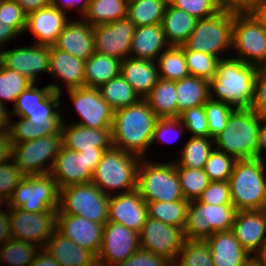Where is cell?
Here are the masks:
<instances>
[{"mask_svg": "<svg viewBox=\"0 0 266 266\" xmlns=\"http://www.w3.org/2000/svg\"><path fill=\"white\" fill-rule=\"evenodd\" d=\"M157 119L145 99H141L137 104L114 110L112 146L146 158Z\"/></svg>", "mask_w": 266, "mask_h": 266, "instance_id": "1", "label": "cell"}, {"mask_svg": "<svg viewBox=\"0 0 266 266\" xmlns=\"http://www.w3.org/2000/svg\"><path fill=\"white\" fill-rule=\"evenodd\" d=\"M258 67L239 59H220L215 77L209 82L210 99L235 109H250Z\"/></svg>", "mask_w": 266, "mask_h": 266, "instance_id": "2", "label": "cell"}, {"mask_svg": "<svg viewBox=\"0 0 266 266\" xmlns=\"http://www.w3.org/2000/svg\"><path fill=\"white\" fill-rule=\"evenodd\" d=\"M260 114L252 109H235L226 127L213 138L214 147L236 160L259 158Z\"/></svg>", "mask_w": 266, "mask_h": 266, "instance_id": "3", "label": "cell"}, {"mask_svg": "<svg viewBox=\"0 0 266 266\" xmlns=\"http://www.w3.org/2000/svg\"><path fill=\"white\" fill-rule=\"evenodd\" d=\"M231 199L237 211L266 209V161L237 160L228 180Z\"/></svg>", "mask_w": 266, "mask_h": 266, "instance_id": "4", "label": "cell"}, {"mask_svg": "<svg viewBox=\"0 0 266 266\" xmlns=\"http://www.w3.org/2000/svg\"><path fill=\"white\" fill-rule=\"evenodd\" d=\"M141 157L111 146L93 171L91 182L107 195L125 193L137 188ZM116 192H113L115 191Z\"/></svg>", "mask_w": 266, "mask_h": 266, "instance_id": "5", "label": "cell"}, {"mask_svg": "<svg viewBox=\"0 0 266 266\" xmlns=\"http://www.w3.org/2000/svg\"><path fill=\"white\" fill-rule=\"evenodd\" d=\"M234 15L233 10L221 9L213 16L197 20L193 32L182 45L183 50L199 51L214 55L219 59L230 57L233 45ZM224 53L227 55L223 56Z\"/></svg>", "mask_w": 266, "mask_h": 266, "instance_id": "6", "label": "cell"}, {"mask_svg": "<svg viewBox=\"0 0 266 266\" xmlns=\"http://www.w3.org/2000/svg\"><path fill=\"white\" fill-rule=\"evenodd\" d=\"M145 202H173L184 199L175 162L142 158L137 172V188Z\"/></svg>", "mask_w": 266, "mask_h": 266, "instance_id": "7", "label": "cell"}, {"mask_svg": "<svg viewBox=\"0 0 266 266\" xmlns=\"http://www.w3.org/2000/svg\"><path fill=\"white\" fill-rule=\"evenodd\" d=\"M232 52L246 64L266 66V27L249 9L235 11Z\"/></svg>", "mask_w": 266, "mask_h": 266, "instance_id": "8", "label": "cell"}, {"mask_svg": "<svg viewBox=\"0 0 266 266\" xmlns=\"http://www.w3.org/2000/svg\"><path fill=\"white\" fill-rule=\"evenodd\" d=\"M237 209L233 204H206L190 201L184 228L186 239L206 240L215 232L232 230Z\"/></svg>", "mask_w": 266, "mask_h": 266, "instance_id": "9", "label": "cell"}, {"mask_svg": "<svg viewBox=\"0 0 266 266\" xmlns=\"http://www.w3.org/2000/svg\"><path fill=\"white\" fill-rule=\"evenodd\" d=\"M109 198L92 182L69 185L60 189L58 210L96 223H106Z\"/></svg>", "mask_w": 266, "mask_h": 266, "instance_id": "10", "label": "cell"}, {"mask_svg": "<svg viewBox=\"0 0 266 266\" xmlns=\"http://www.w3.org/2000/svg\"><path fill=\"white\" fill-rule=\"evenodd\" d=\"M60 189L50 173L26 176L14 189L7 208L41 213L58 210Z\"/></svg>", "mask_w": 266, "mask_h": 266, "instance_id": "11", "label": "cell"}, {"mask_svg": "<svg viewBox=\"0 0 266 266\" xmlns=\"http://www.w3.org/2000/svg\"><path fill=\"white\" fill-rule=\"evenodd\" d=\"M62 146V133L12 144V160L26 176L48 174Z\"/></svg>", "mask_w": 266, "mask_h": 266, "instance_id": "12", "label": "cell"}, {"mask_svg": "<svg viewBox=\"0 0 266 266\" xmlns=\"http://www.w3.org/2000/svg\"><path fill=\"white\" fill-rule=\"evenodd\" d=\"M57 211L30 213L20 208H8L12 238L43 248L47 240L56 231Z\"/></svg>", "mask_w": 266, "mask_h": 266, "instance_id": "13", "label": "cell"}, {"mask_svg": "<svg viewBox=\"0 0 266 266\" xmlns=\"http://www.w3.org/2000/svg\"><path fill=\"white\" fill-rule=\"evenodd\" d=\"M80 121L74 124L89 129L112 128L114 109L102 98L98 88L66 90Z\"/></svg>", "mask_w": 266, "mask_h": 266, "instance_id": "14", "label": "cell"}, {"mask_svg": "<svg viewBox=\"0 0 266 266\" xmlns=\"http://www.w3.org/2000/svg\"><path fill=\"white\" fill-rule=\"evenodd\" d=\"M186 238L184 230L147 217L139 233L140 249L165 257L172 264L176 261Z\"/></svg>", "mask_w": 266, "mask_h": 266, "instance_id": "15", "label": "cell"}, {"mask_svg": "<svg viewBox=\"0 0 266 266\" xmlns=\"http://www.w3.org/2000/svg\"><path fill=\"white\" fill-rule=\"evenodd\" d=\"M139 248V233L122 224L107 221L97 256L98 266H114L122 263Z\"/></svg>", "mask_w": 266, "mask_h": 266, "instance_id": "16", "label": "cell"}, {"mask_svg": "<svg viewBox=\"0 0 266 266\" xmlns=\"http://www.w3.org/2000/svg\"><path fill=\"white\" fill-rule=\"evenodd\" d=\"M136 26L126 17L93 27L94 52L119 60L130 57Z\"/></svg>", "mask_w": 266, "mask_h": 266, "instance_id": "17", "label": "cell"}, {"mask_svg": "<svg viewBox=\"0 0 266 266\" xmlns=\"http://www.w3.org/2000/svg\"><path fill=\"white\" fill-rule=\"evenodd\" d=\"M16 46L0 50V63L7 68L24 75L33 83L39 74H48L50 46L32 43L31 46Z\"/></svg>", "mask_w": 266, "mask_h": 266, "instance_id": "18", "label": "cell"}, {"mask_svg": "<svg viewBox=\"0 0 266 266\" xmlns=\"http://www.w3.org/2000/svg\"><path fill=\"white\" fill-rule=\"evenodd\" d=\"M61 94L52 91L38 106L33 108H13L10 114L26 118L33 123L34 139L60 134L63 123Z\"/></svg>", "mask_w": 266, "mask_h": 266, "instance_id": "19", "label": "cell"}, {"mask_svg": "<svg viewBox=\"0 0 266 266\" xmlns=\"http://www.w3.org/2000/svg\"><path fill=\"white\" fill-rule=\"evenodd\" d=\"M148 217V206L137 189L110 195L108 220L140 233Z\"/></svg>", "mask_w": 266, "mask_h": 266, "instance_id": "20", "label": "cell"}, {"mask_svg": "<svg viewBox=\"0 0 266 266\" xmlns=\"http://www.w3.org/2000/svg\"><path fill=\"white\" fill-rule=\"evenodd\" d=\"M105 224L57 211L56 230L76 245L93 252L96 256H98L101 247Z\"/></svg>", "mask_w": 266, "mask_h": 266, "instance_id": "21", "label": "cell"}, {"mask_svg": "<svg viewBox=\"0 0 266 266\" xmlns=\"http://www.w3.org/2000/svg\"><path fill=\"white\" fill-rule=\"evenodd\" d=\"M48 74L55 78V83L48 84L51 90L63 95L62 83H64L65 90L84 87L85 61L57 49L54 45L50 46Z\"/></svg>", "mask_w": 266, "mask_h": 266, "instance_id": "22", "label": "cell"}, {"mask_svg": "<svg viewBox=\"0 0 266 266\" xmlns=\"http://www.w3.org/2000/svg\"><path fill=\"white\" fill-rule=\"evenodd\" d=\"M69 18V15L50 5L27 15L25 32L29 31L35 37L33 43L53 46Z\"/></svg>", "mask_w": 266, "mask_h": 266, "instance_id": "23", "label": "cell"}, {"mask_svg": "<svg viewBox=\"0 0 266 266\" xmlns=\"http://www.w3.org/2000/svg\"><path fill=\"white\" fill-rule=\"evenodd\" d=\"M54 46L86 61L94 53L93 26L83 18L69 20Z\"/></svg>", "mask_w": 266, "mask_h": 266, "instance_id": "24", "label": "cell"}, {"mask_svg": "<svg viewBox=\"0 0 266 266\" xmlns=\"http://www.w3.org/2000/svg\"><path fill=\"white\" fill-rule=\"evenodd\" d=\"M111 129H89L73 122L71 124L63 118L61 127L63 147L76 152L109 149L112 146Z\"/></svg>", "mask_w": 266, "mask_h": 266, "instance_id": "25", "label": "cell"}, {"mask_svg": "<svg viewBox=\"0 0 266 266\" xmlns=\"http://www.w3.org/2000/svg\"><path fill=\"white\" fill-rule=\"evenodd\" d=\"M232 231L240 245L254 256L266 239V209L237 211Z\"/></svg>", "mask_w": 266, "mask_h": 266, "instance_id": "26", "label": "cell"}, {"mask_svg": "<svg viewBox=\"0 0 266 266\" xmlns=\"http://www.w3.org/2000/svg\"><path fill=\"white\" fill-rule=\"evenodd\" d=\"M50 174L57 182L58 188L62 189L69 185L90 183L93 172L79 152L62 146Z\"/></svg>", "mask_w": 266, "mask_h": 266, "instance_id": "27", "label": "cell"}, {"mask_svg": "<svg viewBox=\"0 0 266 266\" xmlns=\"http://www.w3.org/2000/svg\"><path fill=\"white\" fill-rule=\"evenodd\" d=\"M214 266H246L253 260L232 230L215 232L206 239Z\"/></svg>", "mask_w": 266, "mask_h": 266, "instance_id": "28", "label": "cell"}, {"mask_svg": "<svg viewBox=\"0 0 266 266\" xmlns=\"http://www.w3.org/2000/svg\"><path fill=\"white\" fill-rule=\"evenodd\" d=\"M43 248L60 266H98L93 252L76 245L57 230Z\"/></svg>", "mask_w": 266, "mask_h": 266, "instance_id": "29", "label": "cell"}, {"mask_svg": "<svg viewBox=\"0 0 266 266\" xmlns=\"http://www.w3.org/2000/svg\"><path fill=\"white\" fill-rule=\"evenodd\" d=\"M120 74L145 99L159 78L156 61L128 57L121 61Z\"/></svg>", "mask_w": 266, "mask_h": 266, "instance_id": "30", "label": "cell"}, {"mask_svg": "<svg viewBox=\"0 0 266 266\" xmlns=\"http://www.w3.org/2000/svg\"><path fill=\"white\" fill-rule=\"evenodd\" d=\"M169 47L161 23L136 27L131 43L130 57L156 61Z\"/></svg>", "mask_w": 266, "mask_h": 266, "instance_id": "31", "label": "cell"}, {"mask_svg": "<svg viewBox=\"0 0 266 266\" xmlns=\"http://www.w3.org/2000/svg\"><path fill=\"white\" fill-rule=\"evenodd\" d=\"M197 19L184 10L166 6L162 26L169 46H182L193 32Z\"/></svg>", "mask_w": 266, "mask_h": 266, "instance_id": "32", "label": "cell"}, {"mask_svg": "<svg viewBox=\"0 0 266 266\" xmlns=\"http://www.w3.org/2000/svg\"><path fill=\"white\" fill-rule=\"evenodd\" d=\"M120 70L121 60L94 52L85 61L84 87L99 88L119 76Z\"/></svg>", "mask_w": 266, "mask_h": 266, "instance_id": "33", "label": "cell"}, {"mask_svg": "<svg viewBox=\"0 0 266 266\" xmlns=\"http://www.w3.org/2000/svg\"><path fill=\"white\" fill-rule=\"evenodd\" d=\"M178 118L186 109L204 105L210 99L209 81L188 76L176 81Z\"/></svg>", "mask_w": 266, "mask_h": 266, "instance_id": "34", "label": "cell"}, {"mask_svg": "<svg viewBox=\"0 0 266 266\" xmlns=\"http://www.w3.org/2000/svg\"><path fill=\"white\" fill-rule=\"evenodd\" d=\"M145 100L158 118H178L176 81L159 79Z\"/></svg>", "mask_w": 266, "mask_h": 266, "instance_id": "35", "label": "cell"}, {"mask_svg": "<svg viewBox=\"0 0 266 266\" xmlns=\"http://www.w3.org/2000/svg\"><path fill=\"white\" fill-rule=\"evenodd\" d=\"M214 148L213 138L190 136L178 155L180 158L174 160L175 166L204 169L205 162Z\"/></svg>", "mask_w": 266, "mask_h": 266, "instance_id": "36", "label": "cell"}, {"mask_svg": "<svg viewBox=\"0 0 266 266\" xmlns=\"http://www.w3.org/2000/svg\"><path fill=\"white\" fill-rule=\"evenodd\" d=\"M128 0H91L83 19L93 27L127 17Z\"/></svg>", "mask_w": 266, "mask_h": 266, "instance_id": "37", "label": "cell"}, {"mask_svg": "<svg viewBox=\"0 0 266 266\" xmlns=\"http://www.w3.org/2000/svg\"><path fill=\"white\" fill-rule=\"evenodd\" d=\"M168 0H128L127 18L136 26L162 23Z\"/></svg>", "mask_w": 266, "mask_h": 266, "instance_id": "38", "label": "cell"}, {"mask_svg": "<svg viewBox=\"0 0 266 266\" xmlns=\"http://www.w3.org/2000/svg\"><path fill=\"white\" fill-rule=\"evenodd\" d=\"M159 78L178 81L190 76L182 46L167 47L156 59Z\"/></svg>", "mask_w": 266, "mask_h": 266, "instance_id": "39", "label": "cell"}, {"mask_svg": "<svg viewBox=\"0 0 266 266\" xmlns=\"http://www.w3.org/2000/svg\"><path fill=\"white\" fill-rule=\"evenodd\" d=\"M102 98L114 109L137 104L141 98L120 74L99 88Z\"/></svg>", "mask_w": 266, "mask_h": 266, "instance_id": "40", "label": "cell"}, {"mask_svg": "<svg viewBox=\"0 0 266 266\" xmlns=\"http://www.w3.org/2000/svg\"><path fill=\"white\" fill-rule=\"evenodd\" d=\"M188 205L189 201L185 199L173 202H147L148 216L152 219L159 220L164 224L184 230L187 222Z\"/></svg>", "mask_w": 266, "mask_h": 266, "instance_id": "41", "label": "cell"}, {"mask_svg": "<svg viewBox=\"0 0 266 266\" xmlns=\"http://www.w3.org/2000/svg\"><path fill=\"white\" fill-rule=\"evenodd\" d=\"M39 246L22 240L10 239L0 246V266H30L34 261Z\"/></svg>", "mask_w": 266, "mask_h": 266, "instance_id": "42", "label": "cell"}, {"mask_svg": "<svg viewBox=\"0 0 266 266\" xmlns=\"http://www.w3.org/2000/svg\"><path fill=\"white\" fill-rule=\"evenodd\" d=\"M172 266H214L206 240L186 239Z\"/></svg>", "mask_w": 266, "mask_h": 266, "instance_id": "43", "label": "cell"}, {"mask_svg": "<svg viewBox=\"0 0 266 266\" xmlns=\"http://www.w3.org/2000/svg\"><path fill=\"white\" fill-rule=\"evenodd\" d=\"M184 199L194 201L210 183L204 169L176 167Z\"/></svg>", "mask_w": 266, "mask_h": 266, "instance_id": "44", "label": "cell"}, {"mask_svg": "<svg viewBox=\"0 0 266 266\" xmlns=\"http://www.w3.org/2000/svg\"><path fill=\"white\" fill-rule=\"evenodd\" d=\"M32 84L24 75L0 63V103L5 106H8L6 101L15 103L16 98Z\"/></svg>", "mask_w": 266, "mask_h": 266, "instance_id": "45", "label": "cell"}, {"mask_svg": "<svg viewBox=\"0 0 266 266\" xmlns=\"http://www.w3.org/2000/svg\"><path fill=\"white\" fill-rule=\"evenodd\" d=\"M190 76L211 81L216 74L220 59L214 55L194 50H183Z\"/></svg>", "mask_w": 266, "mask_h": 266, "instance_id": "46", "label": "cell"}, {"mask_svg": "<svg viewBox=\"0 0 266 266\" xmlns=\"http://www.w3.org/2000/svg\"><path fill=\"white\" fill-rule=\"evenodd\" d=\"M236 159L214 148L205 162L204 171L210 181H228Z\"/></svg>", "mask_w": 266, "mask_h": 266, "instance_id": "47", "label": "cell"}, {"mask_svg": "<svg viewBox=\"0 0 266 266\" xmlns=\"http://www.w3.org/2000/svg\"><path fill=\"white\" fill-rule=\"evenodd\" d=\"M204 110L210 138H214L226 127L228 118L235 108L221 101L209 99L204 104Z\"/></svg>", "mask_w": 266, "mask_h": 266, "instance_id": "48", "label": "cell"}, {"mask_svg": "<svg viewBox=\"0 0 266 266\" xmlns=\"http://www.w3.org/2000/svg\"><path fill=\"white\" fill-rule=\"evenodd\" d=\"M185 130L186 128L179 118H158L154 126L151 146L157 142L162 145L173 144L184 134ZM171 136L173 137L171 138Z\"/></svg>", "mask_w": 266, "mask_h": 266, "instance_id": "49", "label": "cell"}, {"mask_svg": "<svg viewBox=\"0 0 266 266\" xmlns=\"http://www.w3.org/2000/svg\"><path fill=\"white\" fill-rule=\"evenodd\" d=\"M179 119L191 137H210L204 105L184 110Z\"/></svg>", "mask_w": 266, "mask_h": 266, "instance_id": "50", "label": "cell"}, {"mask_svg": "<svg viewBox=\"0 0 266 266\" xmlns=\"http://www.w3.org/2000/svg\"><path fill=\"white\" fill-rule=\"evenodd\" d=\"M0 20L11 26L19 35L25 34L27 14L14 0H0Z\"/></svg>", "mask_w": 266, "mask_h": 266, "instance_id": "51", "label": "cell"}, {"mask_svg": "<svg viewBox=\"0 0 266 266\" xmlns=\"http://www.w3.org/2000/svg\"><path fill=\"white\" fill-rule=\"evenodd\" d=\"M168 2L197 20L213 16L221 10L214 0H168Z\"/></svg>", "mask_w": 266, "mask_h": 266, "instance_id": "52", "label": "cell"}, {"mask_svg": "<svg viewBox=\"0 0 266 266\" xmlns=\"http://www.w3.org/2000/svg\"><path fill=\"white\" fill-rule=\"evenodd\" d=\"M26 175L15 165L13 160L0 164V195L9 200L14 189Z\"/></svg>", "mask_w": 266, "mask_h": 266, "instance_id": "53", "label": "cell"}, {"mask_svg": "<svg viewBox=\"0 0 266 266\" xmlns=\"http://www.w3.org/2000/svg\"><path fill=\"white\" fill-rule=\"evenodd\" d=\"M197 200L213 205L233 204L228 181H210Z\"/></svg>", "mask_w": 266, "mask_h": 266, "instance_id": "54", "label": "cell"}, {"mask_svg": "<svg viewBox=\"0 0 266 266\" xmlns=\"http://www.w3.org/2000/svg\"><path fill=\"white\" fill-rule=\"evenodd\" d=\"M37 83H33L25 89L13 104V108H33L44 100L51 92L49 85L39 88Z\"/></svg>", "mask_w": 266, "mask_h": 266, "instance_id": "55", "label": "cell"}, {"mask_svg": "<svg viewBox=\"0 0 266 266\" xmlns=\"http://www.w3.org/2000/svg\"><path fill=\"white\" fill-rule=\"evenodd\" d=\"M114 266H172V263L161 255L139 248L126 261Z\"/></svg>", "mask_w": 266, "mask_h": 266, "instance_id": "56", "label": "cell"}, {"mask_svg": "<svg viewBox=\"0 0 266 266\" xmlns=\"http://www.w3.org/2000/svg\"><path fill=\"white\" fill-rule=\"evenodd\" d=\"M250 109L266 116V66L258 68Z\"/></svg>", "mask_w": 266, "mask_h": 266, "instance_id": "57", "label": "cell"}, {"mask_svg": "<svg viewBox=\"0 0 266 266\" xmlns=\"http://www.w3.org/2000/svg\"><path fill=\"white\" fill-rule=\"evenodd\" d=\"M8 134L12 144L34 140L33 123L23 117L14 122L10 117Z\"/></svg>", "mask_w": 266, "mask_h": 266, "instance_id": "58", "label": "cell"}, {"mask_svg": "<svg viewBox=\"0 0 266 266\" xmlns=\"http://www.w3.org/2000/svg\"><path fill=\"white\" fill-rule=\"evenodd\" d=\"M91 0H51V5L67 15V11L76 10L79 18H83ZM76 8V9H75Z\"/></svg>", "mask_w": 266, "mask_h": 266, "instance_id": "59", "label": "cell"}, {"mask_svg": "<svg viewBox=\"0 0 266 266\" xmlns=\"http://www.w3.org/2000/svg\"><path fill=\"white\" fill-rule=\"evenodd\" d=\"M12 160V142L8 131L0 132V164Z\"/></svg>", "mask_w": 266, "mask_h": 266, "instance_id": "60", "label": "cell"}, {"mask_svg": "<svg viewBox=\"0 0 266 266\" xmlns=\"http://www.w3.org/2000/svg\"><path fill=\"white\" fill-rule=\"evenodd\" d=\"M18 3L24 12L28 15L39 9L46 8L51 5V0H14Z\"/></svg>", "mask_w": 266, "mask_h": 266, "instance_id": "61", "label": "cell"}, {"mask_svg": "<svg viewBox=\"0 0 266 266\" xmlns=\"http://www.w3.org/2000/svg\"><path fill=\"white\" fill-rule=\"evenodd\" d=\"M107 149H95V151H80L86 159L87 167L93 172Z\"/></svg>", "mask_w": 266, "mask_h": 266, "instance_id": "62", "label": "cell"}, {"mask_svg": "<svg viewBox=\"0 0 266 266\" xmlns=\"http://www.w3.org/2000/svg\"><path fill=\"white\" fill-rule=\"evenodd\" d=\"M220 9L242 11L249 8V3L246 0H214Z\"/></svg>", "mask_w": 266, "mask_h": 266, "instance_id": "63", "label": "cell"}, {"mask_svg": "<svg viewBox=\"0 0 266 266\" xmlns=\"http://www.w3.org/2000/svg\"><path fill=\"white\" fill-rule=\"evenodd\" d=\"M248 9L266 27V0H254Z\"/></svg>", "mask_w": 266, "mask_h": 266, "instance_id": "64", "label": "cell"}, {"mask_svg": "<svg viewBox=\"0 0 266 266\" xmlns=\"http://www.w3.org/2000/svg\"><path fill=\"white\" fill-rule=\"evenodd\" d=\"M17 37L20 35L11 26L0 20V50L2 49L1 46L9 44L11 40H15Z\"/></svg>", "mask_w": 266, "mask_h": 266, "instance_id": "65", "label": "cell"}, {"mask_svg": "<svg viewBox=\"0 0 266 266\" xmlns=\"http://www.w3.org/2000/svg\"><path fill=\"white\" fill-rule=\"evenodd\" d=\"M10 239H12V236L7 210L6 212H0V246H2L7 240Z\"/></svg>", "mask_w": 266, "mask_h": 266, "instance_id": "66", "label": "cell"}, {"mask_svg": "<svg viewBox=\"0 0 266 266\" xmlns=\"http://www.w3.org/2000/svg\"><path fill=\"white\" fill-rule=\"evenodd\" d=\"M259 159L266 160V116L260 114V126L258 131ZM265 155V157H264Z\"/></svg>", "mask_w": 266, "mask_h": 266, "instance_id": "67", "label": "cell"}, {"mask_svg": "<svg viewBox=\"0 0 266 266\" xmlns=\"http://www.w3.org/2000/svg\"><path fill=\"white\" fill-rule=\"evenodd\" d=\"M30 266H60L44 248H40Z\"/></svg>", "mask_w": 266, "mask_h": 266, "instance_id": "68", "label": "cell"}, {"mask_svg": "<svg viewBox=\"0 0 266 266\" xmlns=\"http://www.w3.org/2000/svg\"><path fill=\"white\" fill-rule=\"evenodd\" d=\"M10 116L11 114L7 106L0 103V132L8 131Z\"/></svg>", "mask_w": 266, "mask_h": 266, "instance_id": "69", "label": "cell"}, {"mask_svg": "<svg viewBox=\"0 0 266 266\" xmlns=\"http://www.w3.org/2000/svg\"><path fill=\"white\" fill-rule=\"evenodd\" d=\"M253 260L259 266H266V239L262 242L260 249L254 254Z\"/></svg>", "mask_w": 266, "mask_h": 266, "instance_id": "70", "label": "cell"}, {"mask_svg": "<svg viewBox=\"0 0 266 266\" xmlns=\"http://www.w3.org/2000/svg\"><path fill=\"white\" fill-rule=\"evenodd\" d=\"M2 205H4V206L6 205V207H8V200H6L3 196L0 195V212L6 211V210H4V207H3V209H1Z\"/></svg>", "mask_w": 266, "mask_h": 266, "instance_id": "71", "label": "cell"}, {"mask_svg": "<svg viewBox=\"0 0 266 266\" xmlns=\"http://www.w3.org/2000/svg\"><path fill=\"white\" fill-rule=\"evenodd\" d=\"M246 266H259V265L254 260H252Z\"/></svg>", "mask_w": 266, "mask_h": 266, "instance_id": "72", "label": "cell"}, {"mask_svg": "<svg viewBox=\"0 0 266 266\" xmlns=\"http://www.w3.org/2000/svg\"><path fill=\"white\" fill-rule=\"evenodd\" d=\"M249 4H251L254 0H246Z\"/></svg>", "mask_w": 266, "mask_h": 266, "instance_id": "73", "label": "cell"}]
</instances>
